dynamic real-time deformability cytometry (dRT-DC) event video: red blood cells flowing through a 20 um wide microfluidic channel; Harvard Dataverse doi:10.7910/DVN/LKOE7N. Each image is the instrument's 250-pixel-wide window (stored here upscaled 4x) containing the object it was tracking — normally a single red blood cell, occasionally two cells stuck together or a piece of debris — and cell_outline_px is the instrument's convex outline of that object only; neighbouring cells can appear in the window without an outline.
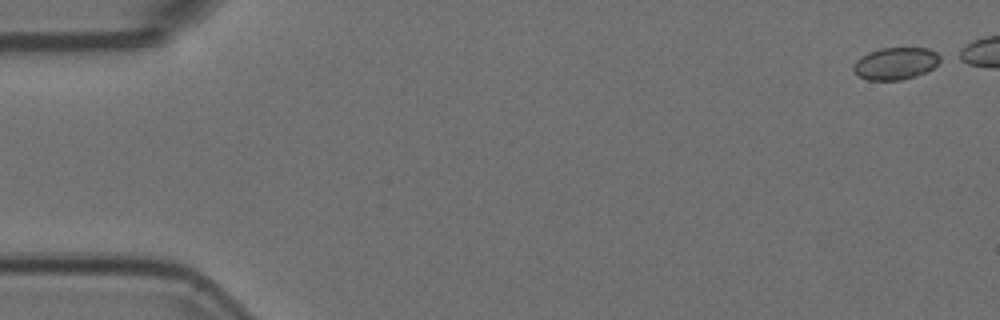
{"species": "Egyptian fruit bat (a non-hibernating species)", "species_latin": "Rousettus aegyptiacus", "temperature_condition": "room temperature", "stored_images_in_passage": 8, "camera_frame_rate_fps": 3000, "um_per_image_px": 0.085, "animal": {"sex": "female"}, "frame": {"image": 1, "passage_image": 1, "time_ms": 0.0, "image_size_px": [1000, 320], "cell_outline_px": [[944, 60], [932, 68], [924, 72], [900, 80], [868, 80], [860, 76], [852, 68], [856, 60], [860, 56], [868, 52], [880, 48], [928, 48], [944, 56]], "centroid_in_image_um": [76.16, 5.37], "position_along_channel_um": 8.8, "area_um2": 16.3}}
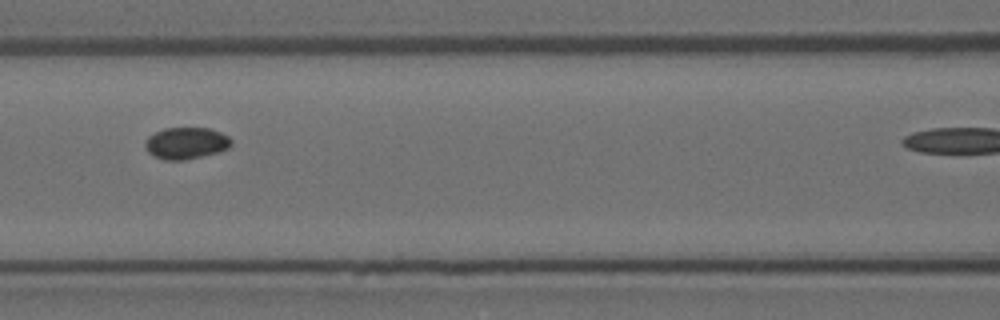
{"frame": {"image": 2, "passage_image": 7, "time_ms": 2.0, "image_size_px": [1000, 320], "cell_outline_px": [[232, 144], [228, 148], [216, 152], [184, 160], [164, 160], [152, 156], [144, 148], [144, 140], [148, 136], [164, 128], [208, 128], [220, 132], [228, 136], [232, 140]], "centroid_in_image_um": [15.77, 12.17], "position_along_channel_um": 150.8, "area_um2": 15.95}}